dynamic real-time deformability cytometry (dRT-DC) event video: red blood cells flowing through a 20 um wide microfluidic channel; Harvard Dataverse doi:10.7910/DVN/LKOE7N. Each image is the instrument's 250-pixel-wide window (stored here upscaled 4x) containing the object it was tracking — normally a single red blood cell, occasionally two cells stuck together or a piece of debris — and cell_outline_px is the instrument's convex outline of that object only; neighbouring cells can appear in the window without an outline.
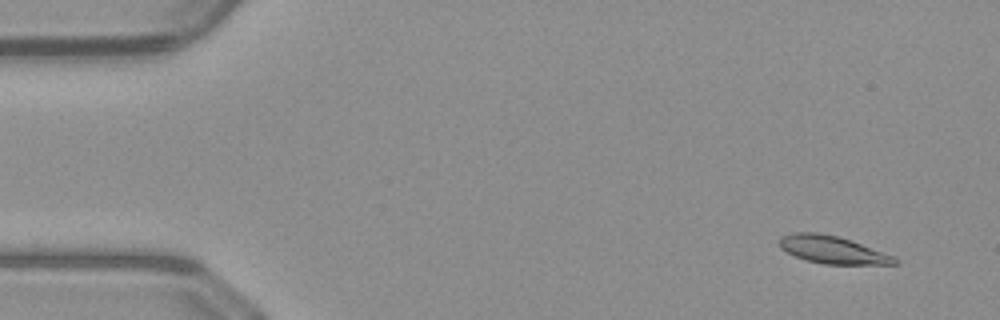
{"species": "common noctule bat (a hibernating species)", "species_latin": "Nyctalus noctula", "temperature_condition": "warm", "stored_images_in_passage": 48, "camera_frame_rate_fps": 3000, "um_per_image_px": 0.085, "animal": {"sex": "male", "body_mass_g": 23.1, "forearm_length_mm": 52.7}, "frame": {"image": 1, "passage_image": 1, "time_ms": 0.0, "image_size_px": [1000, 320], "cell_outline_px": [[900, 264], [824, 264], [808, 260], [796, 256], [780, 248], [776, 240], [780, 236], [796, 232], [816, 232], [836, 236], [852, 240], [896, 256], [900, 260]], "centroid_in_image_um": [70.79, 21.22], "position_along_channel_um": 14.2, "area_um2": 18.73}}
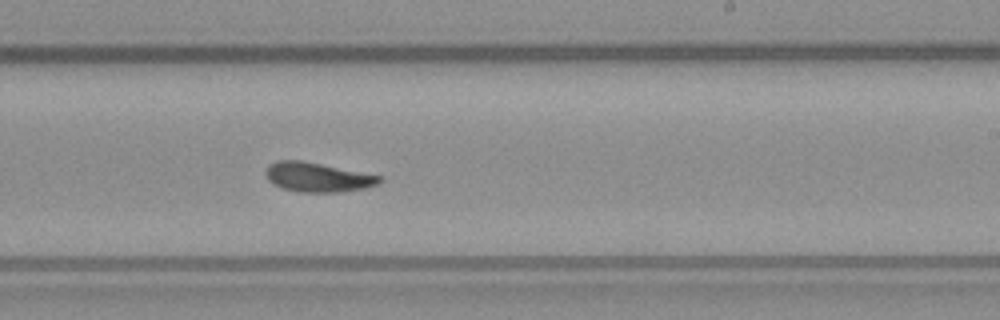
{"frame": {"image": 2, "passage_image": 28, "time_ms": 9.0, "image_size_px": [1000, 320], "cell_outline_px": [[384, 180], [376, 184], [364, 188], [340, 192], [300, 192], [284, 188], [272, 184], [268, 180], [264, 172], [268, 164], [276, 160], [300, 160], [384, 176]], "centroid_in_image_um": [26.98, 15.05], "position_along_channel_um": 262.0, "area_um2": 19.59}}
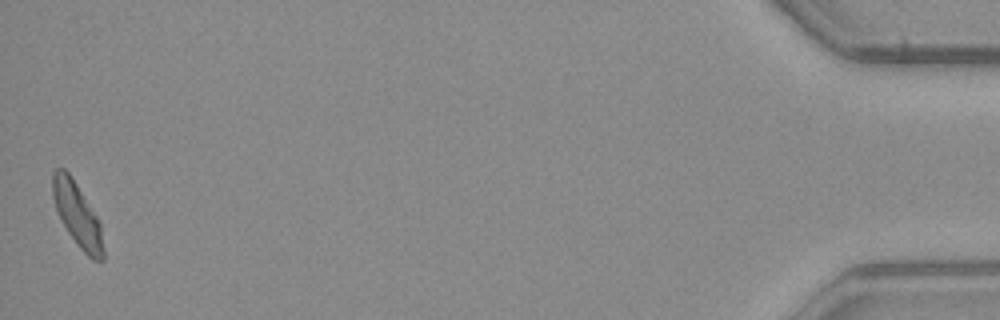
{"frame": {"image": 3, "passage_image": 48, "time_ms": 15.667, "image_size_px": [1000, 320], "cell_outline_px": [[104, 260], [92, 260], [80, 248], [68, 232], [56, 208], [52, 196], [52, 172], [56, 168], [64, 168], [72, 176], [96, 216], [100, 224], [104, 248]], "centroid_in_image_um": [6.57, 18.23], "position_along_channel_um": 428.6, "area_um2": 18.55}, "authors_computed_cell_mechanics": {"area_um2": 19.1896, "velocity_mm_per_s": 4.0432, "shape_relaxation_time_tau1_ms": 5.828, "shape_relaxation_time_tau2_ms": 5.2359, "deformation_change_tau1": 0.1929, "deformation_change_tau2": 0.1266}}